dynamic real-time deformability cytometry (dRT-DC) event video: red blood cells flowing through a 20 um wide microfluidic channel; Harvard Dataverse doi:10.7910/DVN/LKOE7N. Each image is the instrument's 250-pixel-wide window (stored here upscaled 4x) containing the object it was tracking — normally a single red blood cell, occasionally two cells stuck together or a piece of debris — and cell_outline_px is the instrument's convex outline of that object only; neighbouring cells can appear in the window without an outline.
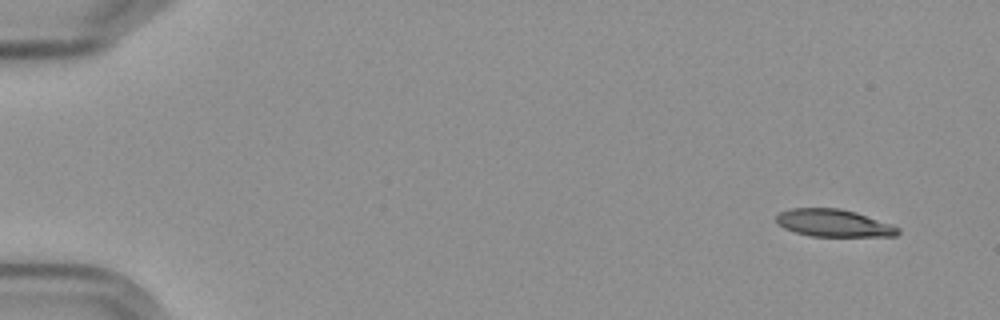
{"species": "Egyptian fruit bat (a non-hibernating species)", "species_latin": "Rousettus aegyptiacus", "temperature_condition": "cold", "stored_images_in_passage": 5, "camera_frame_rate_fps": 3000, "um_per_image_px": 0.085, "frame": {"image": 1, "passage_image": 1, "time_ms": 0.0, "image_size_px": [1000, 320], "cell_outline_px": [[900, 232], [896, 236], [808, 236], [784, 228], [776, 224], [776, 216], [780, 212], [792, 208], [840, 208], [856, 212], [900, 228]], "centroid_in_image_um": [70.82, 18.96], "position_along_channel_um": 14.2, "area_um2": 19.36}}
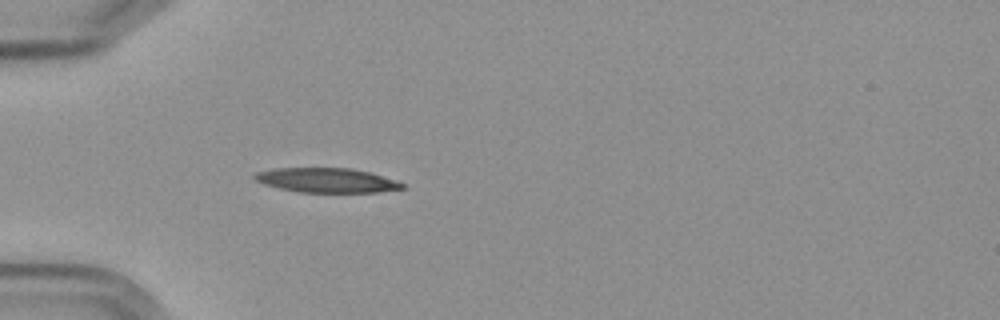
{"frame": {"image": 2, "passage_image": 5, "time_ms": 4.667, "image_size_px": [1000, 320], "cell_outline_px": [[404, 188], [376, 192], [300, 192], [280, 188], [264, 184], [256, 180], [252, 176], [256, 172], [276, 168], [352, 168], [372, 172], [404, 184]], "centroid_in_image_um": [27.75, 15.31], "position_along_channel_um": 57.2, "area_um2": 20.92}}